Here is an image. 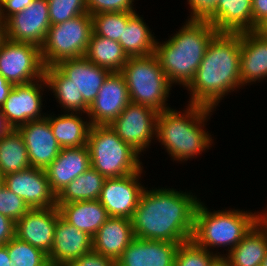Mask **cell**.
I'll return each instance as SVG.
<instances>
[{
  "label": "cell",
  "instance_id": "cell-1",
  "mask_svg": "<svg viewBox=\"0 0 267 266\" xmlns=\"http://www.w3.org/2000/svg\"><path fill=\"white\" fill-rule=\"evenodd\" d=\"M147 188L131 218L134 236L174 243L191 240L195 210L201 199L191 191Z\"/></svg>",
  "mask_w": 267,
  "mask_h": 266
},
{
  "label": "cell",
  "instance_id": "cell-2",
  "mask_svg": "<svg viewBox=\"0 0 267 266\" xmlns=\"http://www.w3.org/2000/svg\"><path fill=\"white\" fill-rule=\"evenodd\" d=\"M241 34L217 33L208 44L199 68L186 87L188 104L214 109L229 93L242 88Z\"/></svg>",
  "mask_w": 267,
  "mask_h": 266
},
{
  "label": "cell",
  "instance_id": "cell-3",
  "mask_svg": "<svg viewBox=\"0 0 267 266\" xmlns=\"http://www.w3.org/2000/svg\"><path fill=\"white\" fill-rule=\"evenodd\" d=\"M168 40H156L155 55L169 82L184 89L193 80L208 44L218 31L206 20L188 19Z\"/></svg>",
  "mask_w": 267,
  "mask_h": 266
},
{
  "label": "cell",
  "instance_id": "cell-4",
  "mask_svg": "<svg viewBox=\"0 0 267 266\" xmlns=\"http://www.w3.org/2000/svg\"><path fill=\"white\" fill-rule=\"evenodd\" d=\"M214 111L194 104H187L182 112L172 108L163 110L157 116L155 140L164 146L173 161L184 163L197 157L213 143V136L203 128Z\"/></svg>",
  "mask_w": 267,
  "mask_h": 266
},
{
  "label": "cell",
  "instance_id": "cell-5",
  "mask_svg": "<svg viewBox=\"0 0 267 266\" xmlns=\"http://www.w3.org/2000/svg\"><path fill=\"white\" fill-rule=\"evenodd\" d=\"M257 223V213L238 209L210 211L201 200L194 216L191 240L211 253L214 248L228 247L230 252ZM213 251H212V249ZM211 250V251H210Z\"/></svg>",
  "mask_w": 267,
  "mask_h": 266
},
{
  "label": "cell",
  "instance_id": "cell-6",
  "mask_svg": "<svg viewBox=\"0 0 267 266\" xmlns=\"http://www.w3.org/2000/svg\"><path fill=\"white\" fill-rule=\"evenodd\" d=\"M87 147L91 167L105 178H117L143 168L140 154L123 142L110 125H91Z\"/></svg>",
  "mask_w": 267,
  "mask_h": 266
},
{
  "label": "cell",
  "instance_id": "cell-7",
  "mask_svg": "<svg viewBox=\"0 0 267 266\" xmlns=\"http://www.w3.org/2000/svg\"><path fill=\"white\" fill-rule=\"evenodd\" d=\"M120 73L125 78L130 102L145 105L157 112L170 108L167 99L173 85L155 53L129 57Z\"/></svg>",
  "mask_w": 267,
  "mask_h": 266
},
{
  "label": "cell",
  "instance_id": "cell-8",
  "mask_svg": "<svg viewBox=\"0 0 267 266\" xmlns=\"http://www.w3.org/2000/svg\"><path fill=\"white\" fill-rule=\"evenodd\" d=\"M92 33L93 21L89 13L51 25L40 47L44 67L64 59L84 57Z\"/></svg>",
  "mask_w": 267,
  "mask_h": 266
},
{
  "label": "cell",
  "instance_id": "cell-9",
  "mask_svg": "<svg viewBox=\"0 0 267 266\" xmlns=\"http://www.w3.org/2000/svg\"><path fill=\"white\" fill-rule=\"evenodd\" d=\"M40 48L6 39L0 46V74L13 85H25L44 77Z\"/></svg>",
  "mask_w": 267,
  "mask_h": 266
},
{
  "label": "cell",
  "instance_id": "cell-10",
  "mask_svg": "<svg viewBox=\"0 0 267 266\" xmlns=\"http://www.w3.org/2000/svg\"><path fill=\"white\" fill-rule=\"evenodd\" d=\"M158 114L153 108L130 102L110 126L123 142L143 155L156 138Z\"/></svg>",
  "mask_w": 267,
  "mask_h": 266
},
{
  "label": "cell",
  "instance_id": "cell-11",
  "mask_svg": "<svg viewBox=\"0 0 267 266\" xmlns=\"http://www.w3.org/2000/svg\"><path fill=\"white\" fill-rule=\"evenodd\" d=\"M139 172L117 178H105L98 200L111 217L132 218L137 208L144 185Z\"/></svg>",
  "mask_w": 267,
  "mask_h": 266
},
{
  "label": "cell",
  "instance_id": "cell-12",
  "mask_svg": "<svg viewBox=\"0 0 267 266\" xmlns=\"http://www.w3.org/2000/svg\"><path fill=\"white\" fill-rule=\"evenodd\" d=\"M47 82L45 77L25 85H14L1 107L8 124L17 129L29 121L46 117L43 114V93Z\"/></svg>",
  "mask_w": 267,
  "mask_h": 266
},
{
  "label": "cell",
  "instance_id": "cell-13",
  "mask_svg": "<svg viewBox=\"0 0 267 266\" xmlns=\"http://www.w3.org/2000/svg\"><path fill=\"white\" fill-rule=\"evenodd\" d=\"M5 22L8 40L40 48L51 26L48 0H33L25 10L13 14Z\"/></svg>",
  "mask_w": 267,
  "mask_h": 266
},
{
  "label": "cell",
  "instance_id": "cell-14",
  "mask_svg": "<svg viewBox=\"0 0 267 266\" xmlns=\"http://www.w3.org/2000/svg\"><path fill=\"white\" fill-rule=\"evenodd\" d=\"M4 186L22 198L30 208L57 206L45 169L29 167L4 176Z\"/></svg>",
  "mask_w": 267,
  "mask_h": 266
},
{
  "label": "cell",
  "instance_id": "cell-15",
  "mask_svg": "<svg viewBox=\"0 0 267 266\" xmlns=\"http://www.w3.org/2000/svg\"><path fill=\"white\" fill-rule=\"evenodd\" d=\"M129 103L124 76L120 72H111L90 105L86 117L91 125H110Z\"/></svg>",
  "mask_w": 267,
  "mask_h": 266
},
{
  "label": "cell",
  "instance_id": "cell-16",
  "mask_svg": "<svg viewBox=\"0 0 267 266\" xmlns=\"http://www.w3.org/2000/svg\"><path fill=\"white\" fill-rule=\"evenodd\" d=\"M60 212L57 206L51 208H30L15 222V237L47 255L51 251L55 226Z\"/></svg>",
  "mask_w": 267,
  "mask_h": 266
},
{
  "label": "cell",
  "instance_id": "cell-17",
  "mask_svg": "<svg viewBox=\"0 0 267 266\" xmlns=\"http://www.w3.org/2000/svg\"><path fill=\"white\" fill-rule=\"evenodd\" d=\"M17 129L24 139L31 166L46 169L61 151L48 118L29 121Z\"/></svg>",
  "mask_w": 267,
  "mask_h": 266
},
{
  "label": "cell",
  "instance_id": "cell-18",
  "mask_svg": "<svg viewBox=\"0 0 267 266\" xmlns=\"http://www.w3.org/2000/svg\"><path fill=\"white\" fill-rule=\"evenodd\" d=\"M92 250V237L59 216L51 251L47 255L48 262L58 266H66Z\"/></svg>",
  "mask_w": 267,
  "mask_h": 266
},
{
  "label": "cell",
  "instance_id": "cell-19",
  "mask_svg": "<svg viewBox=\"0 0 267 266\" xmlns=\"http://www.w3.org/2000/svg\"><path fill=\"white\" fill-rule=\"evenodd\" d=\"M179 244L135 237L116 261V266H174Z\"/></svg>",
  "mask_w": 267,
  "mask_h": 266
},
{
  "label": "cell",
  "instance_id": "cell-20",
  "mask_svg": "<svg viewBox=\"0 0 267 266\" xmlns=\"http://www.w3.org/2000/svg\"><path fill=\"white\" fill-rule=\"evenodd\" d=\"M79 89L84 102L90 107L105 79L111 73L85 57L64 59L55 65Z\"/></svg>",
  "mask_w": 267,
  "mask_h": 266
},
{
  "label": "cell",
  "instance_id": "cell-21",
  "mask_svg": "<svg viewBox=\"0 0 267 266\" xmlns=\"http://www.w3.org/2000/svg\"><path fill=\"white\" fill-rule=\"evenodd\" d=\"M91 167L87 145L61 148L56 159L45 169L51 190L58 195L72 180Z\"/></svg>",
  "mask_w": 267,
  "mask_h": 266
},
{
  "label": "cell",
  "instance_id": "cell-22",
  "mask_svg": "<svg viewBox=\"0 0 267 266\" xmlns=\"http://www.w3.org/2000/svg\"><path fill=\"white\" fill-rule=\"evenodd\" d=\"M240 34V77L242 86L265 80L267 78V38H264L255 30L241 32Z\"/></svg>",
  "mask_w": 267,
  "mask_h": 266
},
{
  "label": "cell",
  "instance_id": "cell-23",
  "mask_svg": "<svg viewBox=\"0 0 267 266\" xmlns=\"http://www.w3.org/2000/svg\"><path fill=\"white\" fill-rule=\"evenodd\" d=\"M134 238L130 219L110 216L92 237V249L116 262Z\"/></svg>",
  "mask_w": 267,
  "mask_h": 266
},
{
  "label": "cell",
  "instance_id": "cell-24",
  "mask_svg": "<svg viewBox=\"0 0 267 266\" xmlns=\"http://www.w3.org/2000/svg\"><path fill=\"white\" fill-rule=\"evenodd\" d=\"M218 33L253 31L252 0H218L205 19Z\"/></svg>",
  "mask_w": 267,
  "mask_h": 266
},
{
  "label": "cell",
  "instance_id": "cell-25",
  "mask_svg": "<svg viewBox=\"0 0 267 266\" xmlns=\"http://www.w3.org/2000/svg\"><path fill=\"white\" fill-rule=\"evenodd\" d=\"M57 207L65 221L91 237L110 217L98 199L57 204Z\"/></svg>",
  "mask_w": 267,
  "mask_h": 266
},
{
  "label": "cell",
  "instance_id": "cell-26",
  "mask_svg": "<svg viewBox=\"0 0 267 266\" xmlns=\"http://www.w3.org/2000/svg\"><path fill=\"white\" fill-rule=\"evenodd\" d=\"M54 115L47 113L46 117L61 148H77L87 144L88 132L91 127L88 118L81 117L82 113L71 112H63L61 115L58 114V117Z\"/></svg>",
  "mask_w": 267,
  "mask_h": 266
},
{
  "label": "cell",
  "instance_id": "cell-27",
  "mask_svg": "<svg viewBox=\"0 0 267 266\" xmlns=\"http://www.w3.org/2000/svg\"><path fill=\"white\" fill-rule=\"evenodd\" d=\"M44 77L47 88L54 93L63 112L87 114L89 106L84 102L83 95L55 65L45 67Z\"/></svg>",
  "mask_w": 267,
  "mask_h": 266
},
{
  "label": "cell",
  "instance_id": "cell-28",
  "mask_svg": "<svg viewBox=\"0 0 267 266\" xmlns=\"http://www.w3.org/2000/svg\"><path fill=\"white\" fill-rule=\"evenodd\" d=\"M151 29L137 12H128V22L119 40L128 57L145 56L155 52L156 40Z\"/></svg>",
  "mask_w": 267,
  "mask_h": 266
},
{
  "label": "cell",
  "instance_id": "cell-29",
  "mask_svg": "<svg viewBox=\"0 0 267 266\" xmlns=\"http://www.w3.org/2000/svg\"><path fill=\"white\" fill-rule=\"evenodd\" d=\"M267 251V230L258 222L241 242L224 254L232 266H261Z\"/></svg>",
  "mask_w": 267,
  "mask_h": 266
},
{
  "label": "cell",
  "instance_id": "cell-30",
  "mask_svg": "<svg viewBox=\"0 0 267 266\" xmlns=\"http://www.w3.org/2000/svg\"><path fill=\"white\" fill-rule=\"evenodd\" d=\"M84 57L110 72H120L128 56L118 41L92 33Z\"/></svg>",
  "mask_w": 267,
  "mask_h": 266
},
{
  "label": "cell",
  "instance_id": "cell-31",
  "mask_svg": "<svg viewBox=\"0 0 267 266\" xmlns=\"http://www.w3.org/2000/svg\"><path fill=\"white\" fill-rule=\"evenodd\" d=\"M31 167L24 139L12 128L0 138V172L3 176Z\"/></svg>",
  "mask_w": 267,
  "mask_h": 266
},
{
  "label": "cell",
  "instance_id": "cell-32",
  "mask_svg": "<svg viewBox=\"0 0 267 266\" xmlns=\"http://www.w3.org/2000/svg\"><path fill=\"white\" fill-rule=\"evenodd\" d=\"M105 177L90 167L72 180L58 195L57 204L76 201L97 200L100 196Z\"/></svg>",
  "mask_w": 267,
  "mask_h": 266
},
{
  "label": "cell",
  "instance_id": "cell-33",
  "mask_svg": "<svg viewBox=\"0 0 267 266\" xmlns=\"http://www.w3.org/2000/svg\"><path fill=\"white\" fill-rule=\"evenodd\" d=\"M11 266H47V254L29 243L13 237L7 243Z\"/></svg>",
  "mask_w": 267,
  "mask_h": 266
},
{
  "label": "cell",
  "instance_id": "cell-34",
  "mask_svg": "<svg viewBox=\"0 0 267 266\" xmlns=\"http://www.w3.org/2000/svg\"><path fill=\"white\" fill-rule=\"evenodd\" d=\"M91 16L95 35L119 42L128 22V12H101Z\"/></svg>",
  "mask_w": 267,
  "mask_h": 266
},
{
  "label": "cell",
  "instance_id": "cell-35",
  "mask_svg": "<svg viewBox=\"0 0 267 266\" xmlns=\"http://www.w3.org/2000/svg\"><path fill=\"white\" fill-rule=\"evenodd\" d=\"M215 252L213 254L189 240L179 244L174 266H209L216 256H224L220 252Z\"/></svg>",
  "mask_w": 267,
  "mask_h": 266
},
{
  "label": "cell",
  "instance_id": "cell-36",
  "mask_svg": "<svg viewBox=\"0 0 267 266\" xmlns=\"http://www.w3.org/2000/svg\"><path fill=\"white\" fill-rule=\"evenodd\" d=\"M48 6L51 25L88 13L85 0H48Z\"/></svg>",
  "mask_w": 267,
  "mask_h": 266
},
{
  "label": "cell",
  "instance_id": "cell-37",
  "mask_svg": "<svg viewBox=\"0 0 267 266\" xmlns=\"http://www.w3.org/2000/svg\"><path fill=\"white\" fill-rule=\"evenodd\" d=\"M30 207L14 192L4 185L0 187V214L8 216L14 222L18 221Z\"/></svg>",
  "mask_w": 267,
  "mask_h": 266
},
{
  "label": "cell",
  "instance_id": "cell-38",
  "mask_svg": "<svg viewBox=\"0 0 267 266\" xmlns=\"http://www.w3.org/2000/svg\"><path fill=\"white\" fill-rule=\"evenodd\" d=\"M90 15L101 12H136L134 0H85Z\"/></svg>",
  "mask_w": 267,
  "mask_h": 266
},
{
  "label": "cell",
  "instance_id": "cell-39",
  "mask_svg": "<svg viewBox=\"0 0 267 266\" xmlns=\"http://www.w3.org/2000/svg\"><path fill=\"white\" fill-rule=\"evenodd\" d=\"M187 2L191 7L188 19L205 20L215 9L218 0H188Z\"/></svg>",
  "mask_w": 267,
  "mask_h": 266
},
{
  "label": "cell",
  "instance_id": "cell-40",
  "mask_svg": "<svg viewBox=\"0 0 267 266\" xmlns=\"http://www.w3.org/2000/svg\"><path fill=\"white\" fill-rule=\"evenodd\" d=\"M66 266H116V262L92 250Z\"/></svg>",
  "mask_w": 267,
  "mask_h": 266
},
{
  "label": "cell",
  "instance_id": "cell-41",
  "mask_svg": "<svg viewBox=\"0 0 267 266\" xmlns=\"http://www.w3.org/2000/svg\"><path fill=\"white\" fill-rule=\"evenodd\" d=\"M33 0H1L0 17L6 21L15 13L25 10Z\"/></svg>",
  "mask_w": 267,
  "mask_h": 266
},
{
  "label": "cell",
  "instance_id": "cell-42",
  "mask_svg": "<svg viewBox=\"0 0 267 266\" xmlns=\"http://www.w3.org/2000/svg\"><path fill=\"white\" fill-rule=\"evenodd\" d=\"M15 236V222L0 214V246L6 245Z\"/></svg>",
  "mask_w": 267,
  "mask_h": 266
},
{
  "label": "cell",
  "instance_id": "cell-43",
  "mask_svg": "<svg viewBox=\"0 0 267 266\" xmlns=\"http://www.w3.org/2000/svg\"><path fill=\"white\" fill-rule=\"evenodd\" d=\"M253 30L267 18V0H252Z\"/></svg>",
  "mask_w": 267,
  "mask_h": 266
},
{
  "label": "cell",
  "instance_id": "cell-44",
  "mask_svg": "<svg viewBox=\"0 0 267 266\" xmlns=\"http://www.w3.org/2000/svg\"><path fill=\"white\" fill-rule=\"evenodd\" d=\"M13 84L8 82L1 74H0V108L4 104L7 96L13 88Z\"/></svg>",
  "mask_w": 267,
  "mask_h": 266
},
{
  "label": "cell",
  "instance_id": "cell-45",
  "mask_svg": "<svg viewBox=\"0 0 267 266\" xmlns=\"http://www.w3.org/2000/svg\"><path fill=\"white\" fill-rule=\"evenodd\" d=\"M12 261L10 260L7 244L0 246V266H11Z\"/></svg>",
  "mask_w": 267,
  "mask_h": 266
},
{
  "label": "cell",
  "instance_id": "cell-46",
  "mask_svg": "<svg viewBox=\"0 0 267 266\" xmlns=\"http://www.w3.org/2000/svg\"><path fill=\"white\" fill-rule=\"evenodd\" d=\"M12 127L8 124L5 116L2 114L0 108V138H2L6 133H8Z\"/></svg>",
  "mask_w": 267,
  "mask_h": 266
},
{
  "label": "cell",
  "instance_id": "cell-47",
  "mask_svg": "<svg viewBox=\"0 0 267 266\" xmlns=\"http://www.w3.org/2000/svg\"><path fill=\"white\" fill-rule=\"evenodd\" d=\"M209 266H232L230 260L226 256H216Z\"/></svg>",
  "mask_w": 267,
  "mask_h": 266
},
{
  "label": "cell",
  "instance_id": "cell-48",
  "mask_svg": "<svg viewBox=\"0 0 267 266\" xmlns=\"http://www.w3.org/2000/svg\"><path fill=\"white\" fill-rule=\"evenodd\" d=\"M266 210V211H265ZM265 210L262 212H258L257 211V222L264 228L267 230V207L265 208Z\"/></svg>",
  "mask_w": 267,
  "mask_h": 266
},
{
  "label": "cell",
  "instance_id": "cell-49",
  "mask_svg": "<svg viewBox=\"0 0 267 266\" xmlns=\"http://www.w3.org/2000/svg\"><path fill=\"white\" fill-rule=\"evenodd\" d=\"M255 31L264 38H267V18L257 26Z\"/></svg>",
  "mask_w": 267,
  "mask_h": 266
},
{
  "label": "cell",
  "instance_id": "cell-50",
  "mask_svg": "<svg viewBox=\"0 0 267 266\" xmlns=\"http://www.w3.org/2000/svg\"><path fill=\"white\" fill-rule=\"evenodd\" d=\"M6 39V22L0 17V46Z\"/></svg>",
  "mask_w": 267,
  "mask_h": 266
},
{
  "label": "cell",
  "instance_id": "cell-51",
  "mask_svg": "<svg viewBox=\"0 0 267 266\" xmlns=\"http://www.w3.org/2000/svg\"><path fill=\"white\" fill-rule=\"evenodd\" d=\"M261 266H267V251H266L265 257H264V259L262 261Z\"/></svg>",
  "mask_w": 267,
  "mask_h": 266
},
{
  "label": "cell",
  "instance_id": "cell-52",
  "mask_svg": "<svg viewBox=\"0 0 267 266\" xmlns=\"http://www.w3.org/2000/svg\"><path fill=\"white\" fill-rule=\"evenodd\" d=\"M4 176H3V174L0 172V187L2 186V185H4Z\"/></svg>",
  "mask_w": 267,
  "mask_h": 266
},
{
  "label": "cell",
  "instance_id": "cell-53",
  "mask_svg": "<svg viewBox=\"0 0 267 266\" xmlns=\"http://www.w3.org/2000/svg\"><path fill=\"white\" fill-rule=\"evenodd\" d=\"M47 266H58V265H55V264H50V263H49Z\"/></svg>",
  "mask_w": 267,
  "mask_h": 266
}]
</instances>
